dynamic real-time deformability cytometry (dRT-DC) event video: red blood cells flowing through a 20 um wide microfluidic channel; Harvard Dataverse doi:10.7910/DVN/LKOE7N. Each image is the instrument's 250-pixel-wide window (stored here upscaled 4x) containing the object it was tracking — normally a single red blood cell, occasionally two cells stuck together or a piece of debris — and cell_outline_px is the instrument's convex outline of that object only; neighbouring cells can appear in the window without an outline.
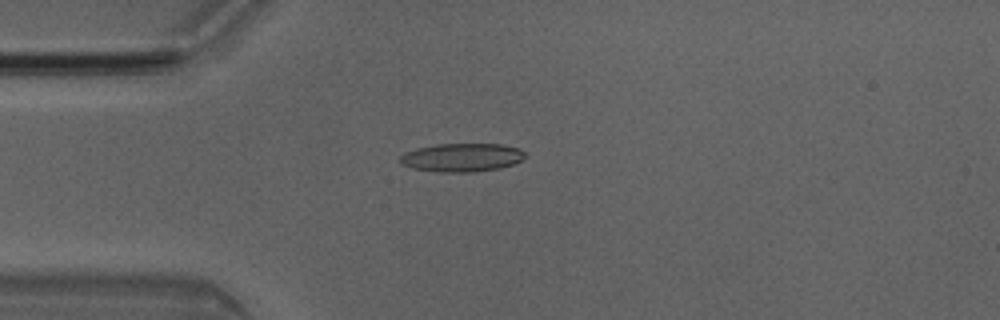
{"species": "Egyptian fruit bat (a non-hibernating species)", "species_latin": "Rousettus aegyptiacus", "temperature_condition": "room temperature", "stored_images_in_passage": 3, "camera_frame_rate_fps": 3000, "um_per_image_px": 0.085, "animal": {"sex": "male"}, "frame": {"image": 1, "passage_image": 3, "time_ms": 0.667, "image_size_px": [1000, 320], "cell_outline_px": [[524, 156], [520, 160], [512, 164], [500, 168], [472, 172], [440, 172], [412, 168], [404, 164], [400, 160], [400, 156], [404, 152], [416, 148], [436, 144], [500, 144], [520, 148], [524, 152]], "centroid_in_image_um": [39.24, 13.38], "position_along_channel_um": 45.8, "area_um2": 20.58}}